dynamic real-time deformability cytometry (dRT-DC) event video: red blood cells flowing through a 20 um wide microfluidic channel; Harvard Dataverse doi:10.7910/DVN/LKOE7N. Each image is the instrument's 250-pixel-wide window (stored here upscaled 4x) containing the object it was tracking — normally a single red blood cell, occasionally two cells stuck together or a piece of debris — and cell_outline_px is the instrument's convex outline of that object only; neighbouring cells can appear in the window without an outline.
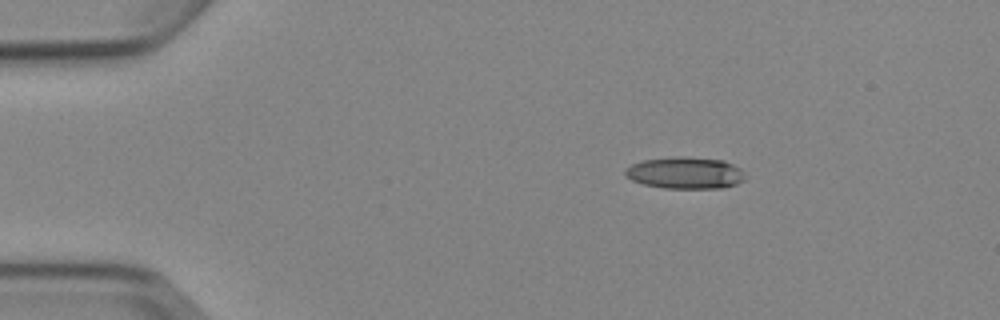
{"species": "Egyptian fruit bat (a non-hibernating species)", "species_latin": "Rousettus aegyptiacus", "temperature_condition": "cold", "stored_images_in_passage": 3, "camera_frame_rate_fps": 3000, "um_per_image_px": 0.085, "animal": {"sex": "female"}, "frame": {"image": 1, "passage_image": 1, "time_ms": 0.0, "image_size_px": [1000, 320], "cell_outline_px": [[744, 180], [736, 184], [724, 188], [664, 188], [644, 184], [632, 180], [624, 176], [624, 168], [632, 164], [644, 160], [676, 156], [724, 160], [740, 168], [744, 172]], "centroid_in_image_um": [58.23, 14.7], "position_along_channel_um": 26.8, "area_um2": 22.25}}